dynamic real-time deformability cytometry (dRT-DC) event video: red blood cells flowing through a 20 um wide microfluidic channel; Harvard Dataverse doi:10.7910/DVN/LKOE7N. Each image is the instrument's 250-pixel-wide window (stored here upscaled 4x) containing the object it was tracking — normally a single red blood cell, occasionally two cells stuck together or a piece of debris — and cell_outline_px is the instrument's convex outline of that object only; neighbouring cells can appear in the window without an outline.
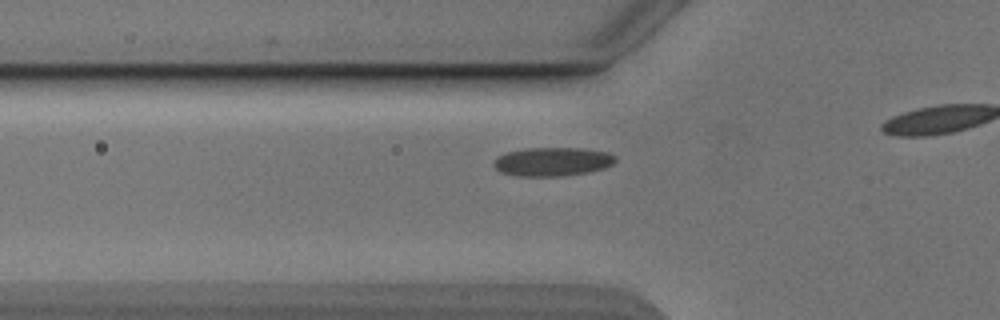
{"species": "Egyptian fruit bat (a non-hibernating species)", "species_latin": "Rousettus aegyptiacus", "temperature_condition": "cold", "stored_images_in_passage": 18, "camera_frame_rate_fps": 3000, "um_per_image_px": 0.085, "animal": {"sex": "male"}, "frame": {"image": 1, "passage_image": 6, "time_ms": 1.667, "image_size_px": [1000, 320], "cell_outline_px": [[616, 160], [612, 164], [604, 168], [588, 172], [560, 176], [516, 176], [500, 172], [492, 164], [492, 160], [496, 156], [508, 152], [524, 148], [580, 148], [608, 152], [616, 156]], "centroid_in_image_um": [46.92, 13.74], "position_along_channel_um": 78.9, "area_um2": 20.52}}
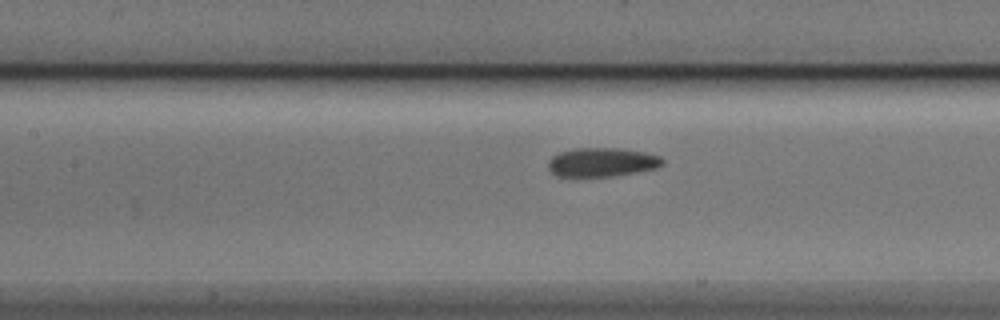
{"frame": {"image": 2, "passage_image": 12, "time_ms": 3.667, "image_size_px": [1000, 320], "cell_outline_px": [[664, 164], [656, 168], [636, 172], [612, 176], [556, 176], [548, 168], [548, 160], [552, 156], [560, 152], [576, 148], [620, 148], [644, 152], [660, 156], [664, 160]], "centroid_in_image_um": [51.17, 13.78], "position_along_channel_um": 156.2, "area_um2": 19.25}}
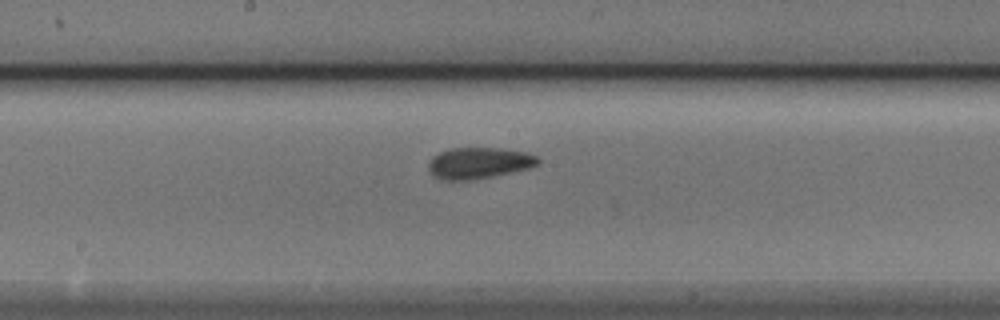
{"frame": {"image": 3, "passage_image": 16, "time_ms": 5.0, "image_size_px": [1000, 320], "cell_outline_px": [[540, 164], [532, 168], [472, 180], [444, 180], [436, 176], [428, 168], [428, 160], [432, 156], [440, 152], [452, 148], [500, 148], [524, 152], [536, 156], [540, 160]], "centroid_in_image_um": [40.73, 13.85], "position_along_channel_um": 207.5, "area_um2": 19.94}}